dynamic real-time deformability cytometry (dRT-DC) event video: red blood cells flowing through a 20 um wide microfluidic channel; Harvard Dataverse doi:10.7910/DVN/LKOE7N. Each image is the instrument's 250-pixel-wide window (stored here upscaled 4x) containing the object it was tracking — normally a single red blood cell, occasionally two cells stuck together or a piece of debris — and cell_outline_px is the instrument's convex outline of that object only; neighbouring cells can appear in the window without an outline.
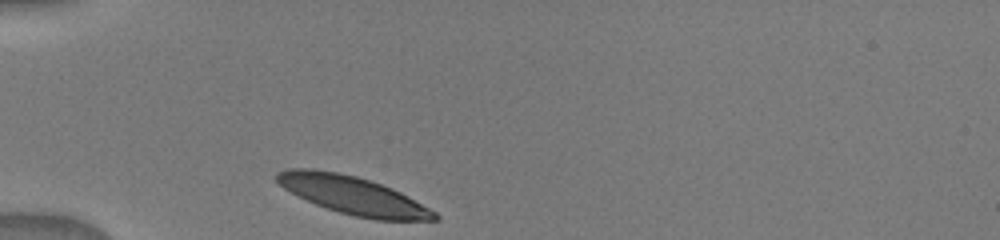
{"species": "human", "species_latin": "Homo sapiens", "temperature_condition": "warm", "stored_images_in_passage": 36, "camera_frame_rate_fps": 3000, "um_per_image_px": 0.085, "donor": {"sex": "male"}, "frame": {"image": 1, "passage_image": 1, "time_ms": 0.0, "image_size_px": [1000, 240], "cell_outline_px": [[440, 220], [376, 220], [352, 216], [316, 204], [284, 188], [276, 180], [276, 172], [284, 168], [312, 168], [336, 172], [356, 176], [392, 188], [400, 192], [436, 212], [440, 216]], "centroid_in_image_um": [30.0, 16.6], "position_along_channel_um": 55.0, "area_um2": 34.62}}
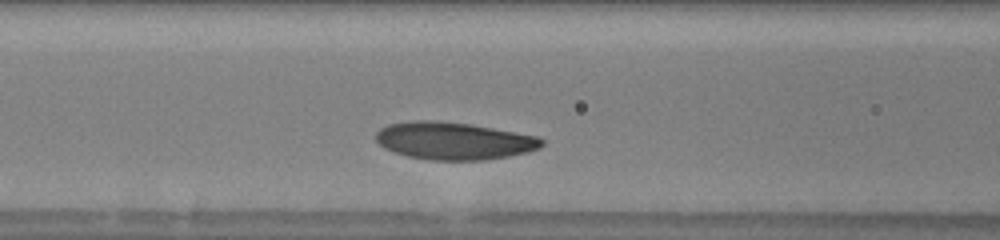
{"frame": {"image": 2, "passage_image": 10, "time_ms": 2.333, "image_size_px": [1000, 240], "cell_outline_px": [[544, 144], [540, 148], [528, 152], [508, 156], [484, 160], [428, 160], [408, 156], [384, 148], [376, 140], [376, 132], [380, 128], [388, 124], [412, 120], [436, 120], [468, 124], [540, 136], [544, 140]], "centroid_in_image_um": [38.59, 11.97], "position_along_channel_um": 128.0, "area_um2": 36.3}}
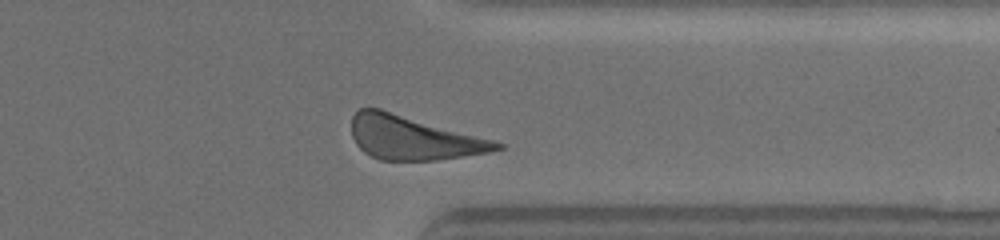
{"frame": {"image": 3, "passage_image": 32, "time_ms": 8.667, "image_size_px": [1000, 240], "cell_outline_px": [[504, 148], [492, 152], [436, 160], [380, 160], [364, 152], [356, 144], [352, 136], [352, 116], [360, 108], [380, 108], [492, 140], [504, 144]], "centroid_in_image_um": [35.1, 11.72], "position_along_channel_um": 376.3, "area_um2": 36.76}}